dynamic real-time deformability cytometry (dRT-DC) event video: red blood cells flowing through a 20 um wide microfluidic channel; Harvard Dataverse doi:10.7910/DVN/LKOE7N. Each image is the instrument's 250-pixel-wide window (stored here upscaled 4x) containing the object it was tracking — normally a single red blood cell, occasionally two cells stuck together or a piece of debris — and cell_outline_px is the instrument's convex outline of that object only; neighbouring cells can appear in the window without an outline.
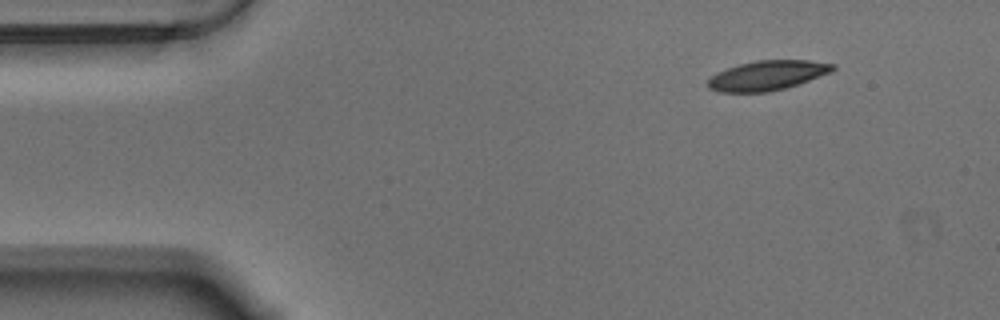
{"species": "Egyptian fruit bat (a non-hibernating species)", "species_latin": "Rousettus aegyptiacus", "temperature_condition": "warm", "stored_images_in_passage": 51, "camera_frame_rate_fps": 3000, "um_per_image_px": 0.085, "animal": {"sex": "male"}, "frame": {"image": 1, "passage_image": 1, "time_ms": 0.0, "image_size_px": [1000, 320], "cell_outline_px": [[836, 68], [832, 72], [788, 88], [768, 92], [720, 92], [708, 88], [708, 80], [716, 72], [740, 64], [756, 60], [808, 60], [836, 64]], "centroid_in_image_um": [65.26, 6.41], "position_along_channel_um": 19.7, "area_um2": 21.73}}
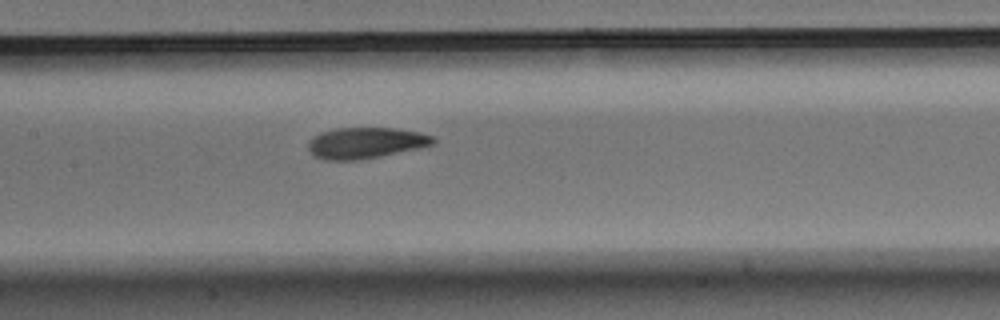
{"frame": {"image": 2, "passage_image": 21, "time_ms": 6.667, "image_size_px": [1000, 320], "cell_outline_px": [[436, 144], [420, 148], [360, 160], [328, 160], [316, 156], [308, 148], [308, 140], [320, 132], [336, 128], [396, 128], [420, 132], [432, 136], [436, 140]], "centroid_in_image_um": [31.11, 12.14], "position_along_channel_um": 176.3, "area_um2": 22.66}}
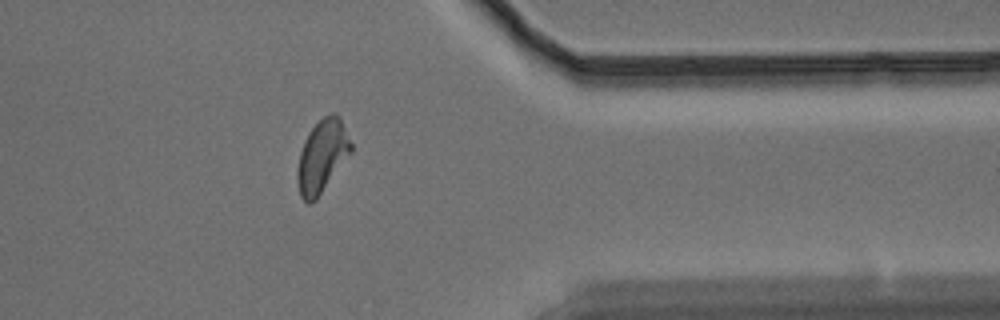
{"frame": {"image": 3, "passage_image": 40, "time_ms": 13.0, "image_size_px": [1000, 320], "cell_outline_px": [[352, 152], [316, 200], [312, 204], [308, 204], [300, 196], [296, 180], [296, 172], [300, 152], [304, 140], [308, 132], [324, 116], [332, 112], [336, 112], [340, 116], [352, 144]], "centroid_in_image_um": [27.37, 13.28], "position_along_channel_um": 384.0, "area_um2": 22.95}, "authors_computed_cell_mechanics": {"area_um2": 22.4842, "velocity_mm_per_s": 3.514, "shape_relaxation_time_tau1_ms": 5.36, "shape_relaxation_time_tau2_ms": 2.6366, "deformation_change_tau1": 0.1616, "deformation_change_tau2": 0.0846}}